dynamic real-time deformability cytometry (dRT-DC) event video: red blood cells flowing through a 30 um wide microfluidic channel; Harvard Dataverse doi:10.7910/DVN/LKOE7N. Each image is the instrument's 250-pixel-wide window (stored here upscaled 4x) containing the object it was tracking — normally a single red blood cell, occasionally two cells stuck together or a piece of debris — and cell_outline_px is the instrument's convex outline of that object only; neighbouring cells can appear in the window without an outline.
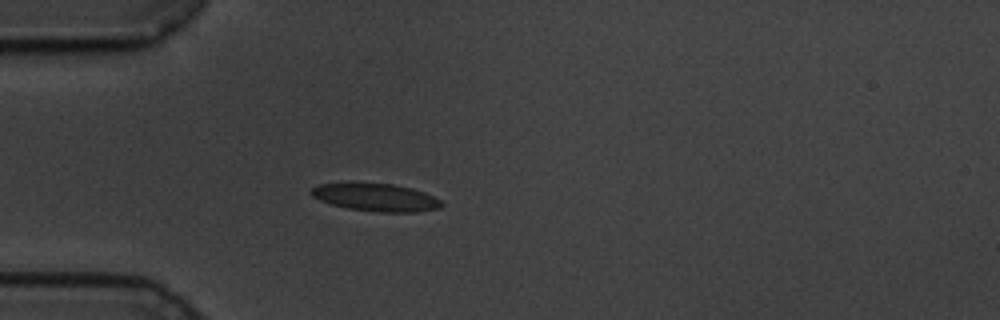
{"species": "common noctule bat (a hibernating species)", "species_latin": "Nyctalus noctula", "temperature_condition": "cold", "stored_images_in_passage": 41, "camera_frame_rate_fps": 3000, "um_per_image_px": 0.085, "animal": {"sex": "male", "body_mass_g": 19.5, "forearm_length_mm": 54.6}, "frame": {"image": 1, "passage_image": 1, "time_ms": 0.0, "image_size_px": [1000, 320], "cell_outline_px": [[444, 204], [440, 208], [416, 212], [380, 212], [348, 208], [332, 204], [320, 200], [312, 196], [308, 192], [312, 188], [320, 184], [348, 180], [352, 180], [392, 184], [412, 188], [424, 192], [440, 200]], "centroid_in_image_um": [31.88, 16.73], "position_along_channel_um": 53.1, "area_um2": 21.73}}
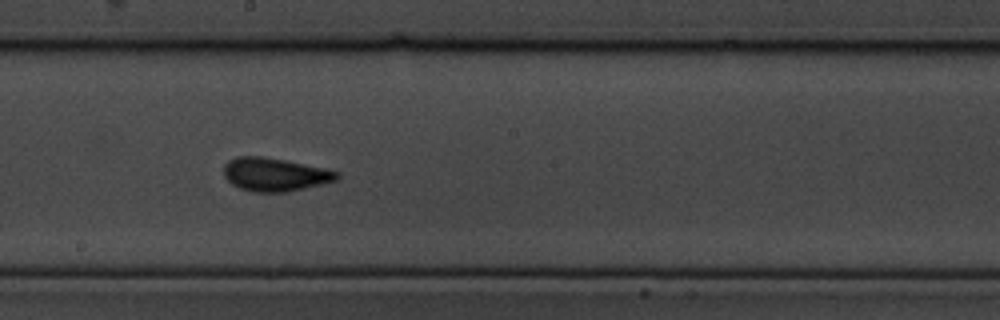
{"frame": {"image": 2, "passage_image": 17, "time_ms": 5.333, "image_size_px": [1000, 320], "cell_outline_px": [[340, 176], [336, 180], [288, 192], [252, 192], [240, 188], [232, 184], [224, 176], [224, 164], [228, 160], [236, 156], [264, 156], [324, 168], [340, 172]], "centroid_in_image_um": [23.33, 14.82], "position_along_channel_um": 224.9, "area_um2": 21.96}}
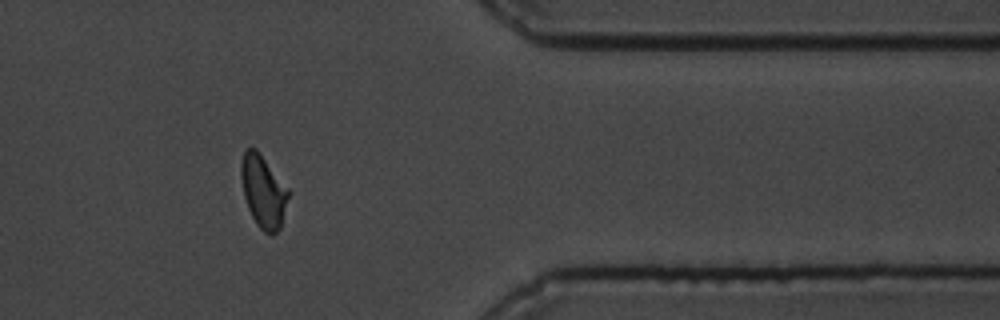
{"frame": {"image": 3, "passage_image": 33, "time_ms": 10.667, "image_size_px": [1000, 320], "cell_outline_px": [[288, 196], [280, 228], [272, 236], [264, 232], [256, 224], [248, 208], [244, 196], [240, 176], [240, 164], [244, 152], [248, 148], [256, 148], [288, 188]], "centroid_in_image_um": [22.35, 16.27], "position_along_channel_um": 389.0, "area_um2": 19.77}, "authors_computed_cell_mechanics": {"area_um2": 20.4034, "velocity_mm_per_s": 3.3976, "shape_relaxation_time_tau1_ms": 4.6062, "shape_relaxation_time_tau2_ms": 1.2705, "deformation_change_tau1": 0.1129, "deformation_change_tau2": 0.0524}}